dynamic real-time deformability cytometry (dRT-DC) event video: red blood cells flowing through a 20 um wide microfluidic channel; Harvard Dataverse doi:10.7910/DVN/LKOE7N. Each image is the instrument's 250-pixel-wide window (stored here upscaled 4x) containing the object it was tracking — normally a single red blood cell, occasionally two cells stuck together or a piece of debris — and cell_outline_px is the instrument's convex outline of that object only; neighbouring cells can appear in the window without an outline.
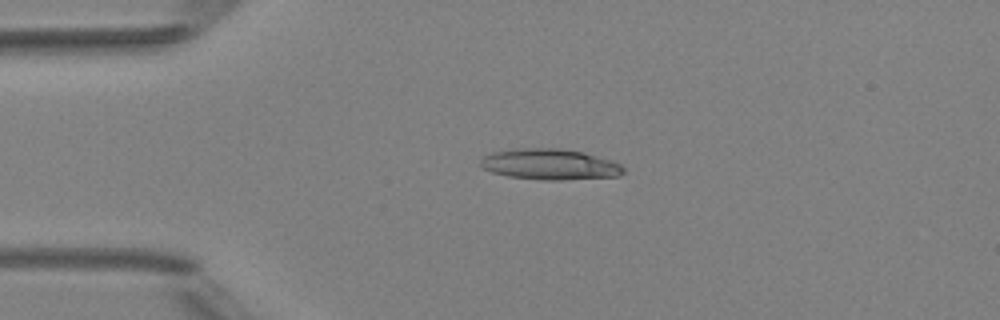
{"species": "Egyptian fruit bat (a non-hibernating species)", "species_latin": "Rousettus aegyptiacus", "temperature_condition": "room temperature", "stored_images_in_passage": 2, "camera_frame_rate_fps": 3000, "um_per_image_px": 0.085, "animal": {"sex": "female"}, "frame": {"image": 1, "passage_image": 1, "time_ms": 0.0, "image_size_px": [1000, 320], "cell_outline_px": [[624, 172], [620, 176], [560, 180], [544, 180], [508, 176], [492, 172], [484, 168], [480, 164], [480, 160], [484, 156], [492, 152], [520, 148], [560, 148], [584, 152], [612, 160], [620, 164], [624, 168]], "centroid_in_image_um": [46.77, 13.96], "position_along_channel_um": 38.2, "area_um2": 25.72}}